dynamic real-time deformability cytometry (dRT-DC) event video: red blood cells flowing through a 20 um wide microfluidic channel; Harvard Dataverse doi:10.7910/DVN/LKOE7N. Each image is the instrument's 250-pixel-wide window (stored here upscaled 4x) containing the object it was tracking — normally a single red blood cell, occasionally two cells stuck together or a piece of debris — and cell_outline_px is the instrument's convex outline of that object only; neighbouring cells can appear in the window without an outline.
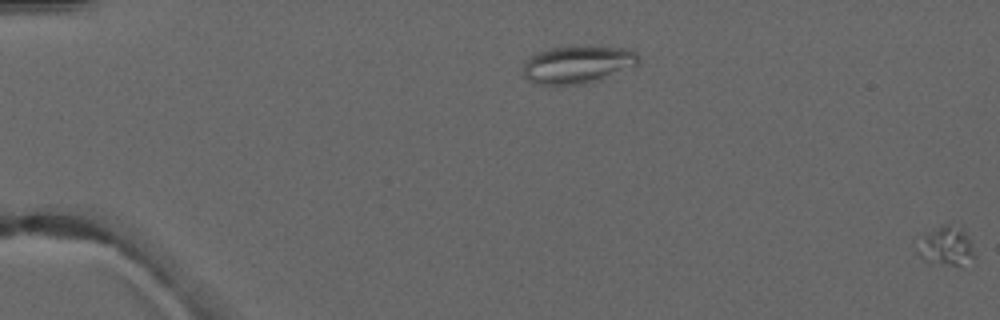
{"species": "common noctule bat (a hibernating species)", "species_latin": "Nyctalus noctula", "temperature_condition": "warm", "stored_images_in_passage": 2, "segment_of_instrument_passage": [2, 2], "camera_frame_rate_fps": 3000, "um_per_image_px": 0.085, "animal": {"sex": "male", "forearm_length_mm": 52.5}, "frame": {"image": 1, "passage_image": 2, "time_ms": 1.333, "image_size_px": [1000, 320], "cell_outline_px": [[972, 256], [960, 268], [940, 264], [924, 260], [916, 252], [916, 248], [924, 236], [940, 224], [948, 224], [960, 228], [968, 236], [972, 252]], "centroid_in_image_um": [80.38, 20.94], "position_along_channel_um": 4.6, "area_um2": 12.66}}